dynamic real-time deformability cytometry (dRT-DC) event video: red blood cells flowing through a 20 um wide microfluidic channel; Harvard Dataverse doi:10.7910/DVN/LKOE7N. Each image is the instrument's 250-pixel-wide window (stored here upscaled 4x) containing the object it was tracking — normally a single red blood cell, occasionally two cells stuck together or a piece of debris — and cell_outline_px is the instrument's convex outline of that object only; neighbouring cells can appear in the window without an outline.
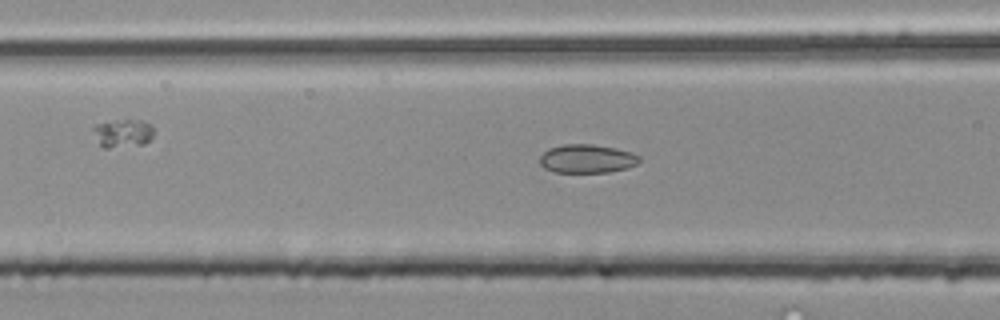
{"species": "common noctule bat (a hibernating species)", "species_latin": "Nyctalus noctula", "temperature_condition": "room temperature", "stored_images_in_passage": 8, "camera_frame_rate_fps": 3000, "um_per_image_px": 0.085, "animal": {"sex": "male", "body_mass_g": 20.4}, "frame": {"image": 1, "passage_image": 6, "time_ms": 1.667, "image_size_px": [1000, 320], "cell_outline_px": [[640, 160], [636, 164], [628, 168], [608, 172], [552, 172], [544, 168], [540, 164], [540, 156], [548, 148], [564, 144], [592, 144], [616, 148], [632, 152], [640, 156]], "centroid_in_image_um": [49.89, 13.49], "position_along_channel_um": 116.7, "area_um2": 16.7}}